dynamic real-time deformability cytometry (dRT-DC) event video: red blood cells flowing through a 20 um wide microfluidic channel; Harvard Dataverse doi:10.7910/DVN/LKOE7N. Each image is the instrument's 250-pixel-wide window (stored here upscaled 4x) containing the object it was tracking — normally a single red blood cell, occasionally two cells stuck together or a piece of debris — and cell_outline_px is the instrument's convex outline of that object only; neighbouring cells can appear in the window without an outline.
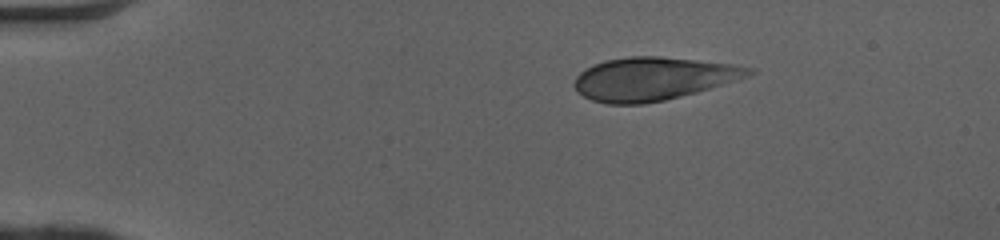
{"species": "human", "species_latin": "Homo sapiens", "temperature_condition": "cold", "stored_images_in_passage": 42, "camera_frame_rate_fps": 3000, "um_per_image_px": 0.085, "donor": {"sex": "female"}, "frame": {"image": 1, "passage_image": 1, "time_ms": 0.0, "image_size_px": [1000, 240], "cell_outline_px": [[756, 72], [748, 76], [696, 92], [664, 100], [644, 104], [608, 104], [592, 100], [576, 92], [572, 84], [576, 76], [580, 72], [592, 64], [604, 60], [628, 56], [660, 56], [732, 64], [756, 68]], "centroid_in_image_um": [55.46, 6.68], "position_along_channel_um": 29.5, "area_um2": 43.87}}
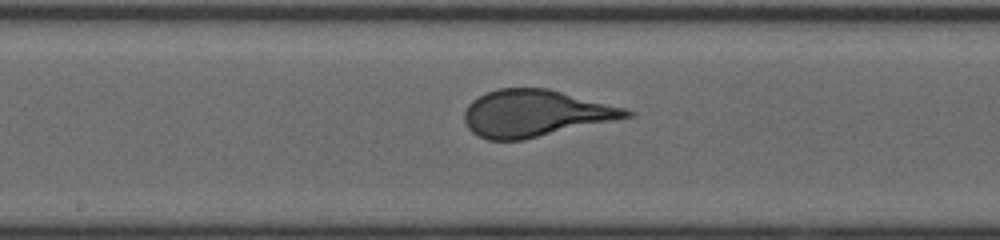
{"frame": {"image": 2, "passage_image": 19, "time_ms": 6.0, "image_size_px": [1000, 240], "cell_outline_px": [[636, 116], [524, 140], [488, 140], [472, 132], [468, 128], [464, 120], [464, 112], [468, 104], [472, 100], [488, 92], [500, 88], [548, 88], [624, 108], [636, 112]], "centroid_in_image_um": [45.52, 9.64], "position_along_channel_um": 202.7, "area_um2": 44.22}}
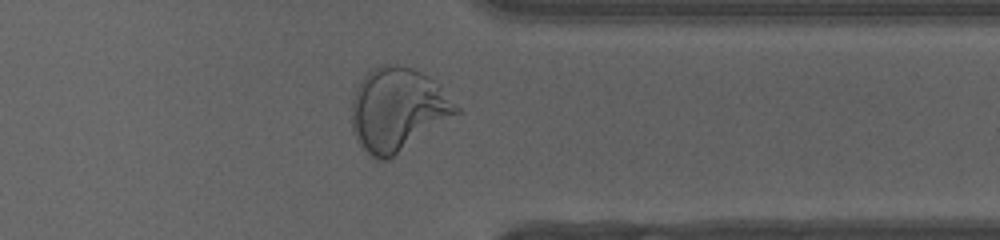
{"frame": {"image": 3, "passage_image": 32, "time_ms": 10.333, "image_size_px": [1000, 240], "cell_outline_px": [[460, 112], [388, 160], [376, 160], [368, 156], [356, 140], [352, 132], [352, 100], [356, 88], [360, 80], [372, 68], [380, 64], [396, 64], [412, 68], [420, 72], [440, 84], [460, 108]], "centroid_in_image_um": [33.78, 9.31], "position_along_channel_um": 377.6, "area_um2": 50.92}, "authors_computed_cell_mechanics": {"area_um2": 44.4771, "velocity_mm_per_s": 4.1006, "shape_relaxation_time_tau1_ms": 7.9621, "shape_relaxation_time_tau2_ms": null, "deformation_change_tau1": 0.2846, "deformation_change_tau2": null}}